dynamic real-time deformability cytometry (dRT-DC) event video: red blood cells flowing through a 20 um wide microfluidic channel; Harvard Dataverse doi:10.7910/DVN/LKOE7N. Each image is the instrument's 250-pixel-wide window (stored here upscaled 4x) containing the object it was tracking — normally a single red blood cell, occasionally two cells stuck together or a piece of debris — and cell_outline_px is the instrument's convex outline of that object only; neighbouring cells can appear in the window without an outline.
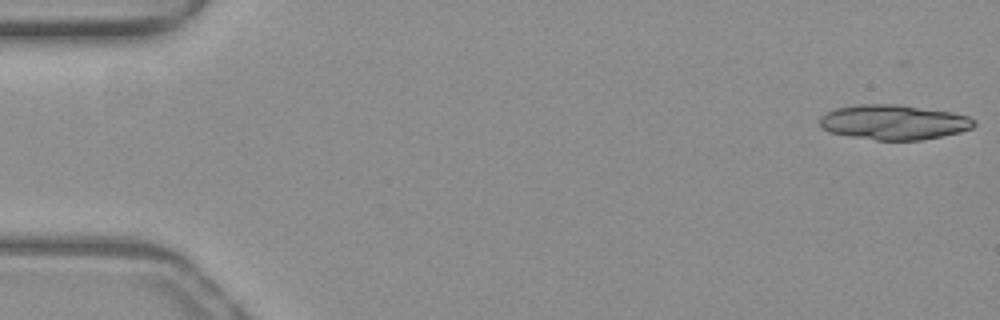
{"species": "common noctule bat (a hibernating species)", "species_latin": "Nyctalus noctula", "temperature_condition": "warm", "stored_images_in_passage": 18, "camera_frame_rate_fps": 3000, "um_per_image_px": 0.085, "animal": {"sex": "female", "body_mass_g": 19.3, "forearm_length_mm": 54.1}, "frame": {"image": 1, "passage_image": 1, "time_ms": 0.0, "image_size_px": [1000, 320], "cell_outline_px": [[976, 124], [972, 128], [960, 132], [920, 140], [876, 140], [828, 132], [820, 124], [820, 116], [836, 108], [856, 104], [896, 104], [952, 112], [968, 116], [976, 120]], "centroid_in_image_um": [75.98, 10.38], "position_along_channel_um": 9.0, "area_um2": 31.27}}